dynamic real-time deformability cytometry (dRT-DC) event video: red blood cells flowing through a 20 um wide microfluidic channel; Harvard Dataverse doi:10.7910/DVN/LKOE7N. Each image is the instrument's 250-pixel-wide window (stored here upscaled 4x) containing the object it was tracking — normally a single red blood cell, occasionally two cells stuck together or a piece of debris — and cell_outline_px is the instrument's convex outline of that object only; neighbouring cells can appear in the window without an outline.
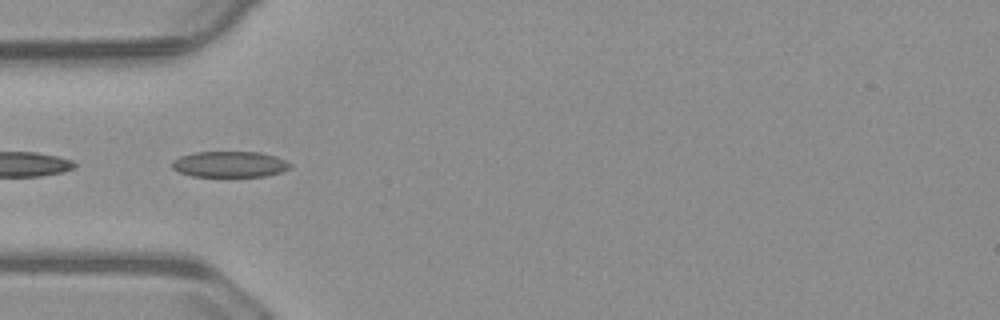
{"species": "common noctule bat (a hibernating species)", "species_latin": "Nyctalus noctula", "temperature_condition": "warm", "stored_images_in_passage": 26, "camera_frame_rate_fps": 3000, "um_per_image_px": 0.085, "animal": {"sex": "male", "body_mass_g": 23.1, "forearm_length_mm": 52.7}, "frame": {"image": 1, "passage_image": 5, "time_ms": 1.333, "image_size_px": [1000, 320], "cell_outline_px": [[292, 168], [280, 172], [264, 176], [192, 176], [180, 172], [172, 168], [172, 160], [180, 156], [192, 152], [260, 152], [276, 156], [292, 164]], "centroid_in_image_um": [19.53, 13.95], "position_along_channel_um": 65.5, "area_um2": 17.86}}
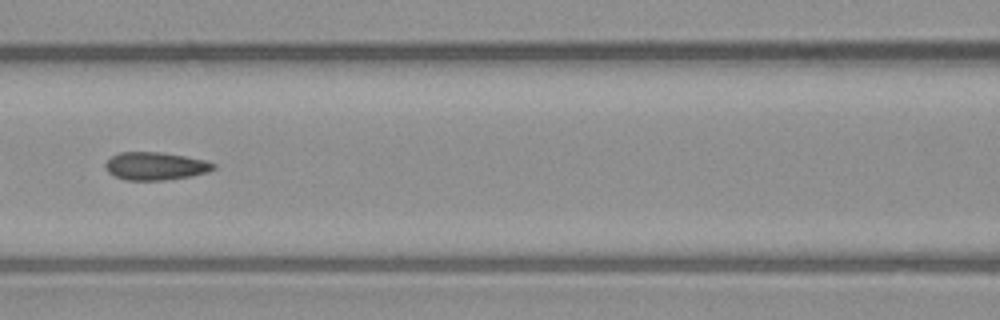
{"frame": {"image": 2, "passage_image": 12, "time_ms": 3.667, "image_size_px": [1000, 320], "cell_outline_px": [[216, 168], [208, 172], [192, 176], [164, 180], [124, 180], [108, 172], [104, 164], [112, 156], [120, 152], [160, 152], [208, 160], [216, 164]], "centroid_in_image_um": [13.25, 14.12], "position_along_channel_um": 153.3, "area_um2": 17.63}}
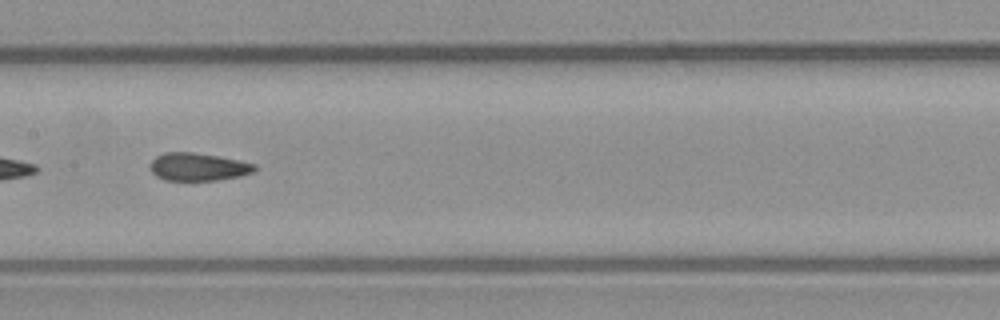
{"frame": {"image": 3, "passage_image": 15, "time_ms": 4.667, "image_size_px": [1000, 320], "cell_outline_px": [[256, 172], [240, 176], [216, 180], [164, 180], [156, 176], [152, 172], [148, 164], [156, 156], [164, 152], [192, 152], [220, 156], [256, 164]], "centroid_in_image_um": [16.83, 14.18], "position_along_channel_um": 190.6, "area_um2": 17.11}}